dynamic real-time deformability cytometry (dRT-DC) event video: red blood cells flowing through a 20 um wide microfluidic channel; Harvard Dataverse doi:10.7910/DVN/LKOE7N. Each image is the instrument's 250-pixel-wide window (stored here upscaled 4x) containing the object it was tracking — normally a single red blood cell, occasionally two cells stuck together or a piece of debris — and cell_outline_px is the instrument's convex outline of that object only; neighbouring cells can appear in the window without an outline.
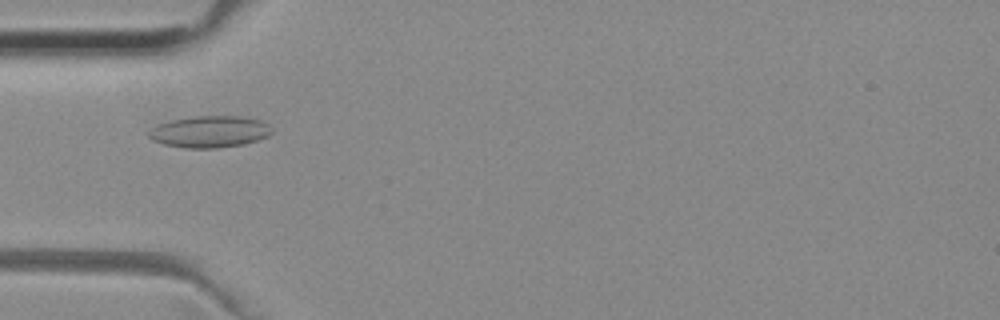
{"species": "common noctule bat (a hibernating species)", "species_latin": "Nyctalus noctula", "temperature_condition": "room temperature", "stored_images_in_passage": 53, "camera_frame_rate_fps": 3000, "um_per_image_px": 0.085, "animal": {"sex": "female", "body_mass_g": 29.2, "forearm_length_mm": 56.3}, "frame": {"image": 1, "passage_image": 17, "time_ms": 5.333, "image_size_px": [1000, 320], "cell_outline_px": [[272, 132], [268, 136], [244, 144], [216, 148], [188, 148], [164, 144], [152, 140], [148, 136], [148, 132], [156, 124], [172, 120], [196, 116], [240, 116], [260, 120], [268, 124], [272, 128]], "centroid_in_image_um": [17.82, 11.19], "position_along_channel_um": 67.2, "area_um2": 22.66}}
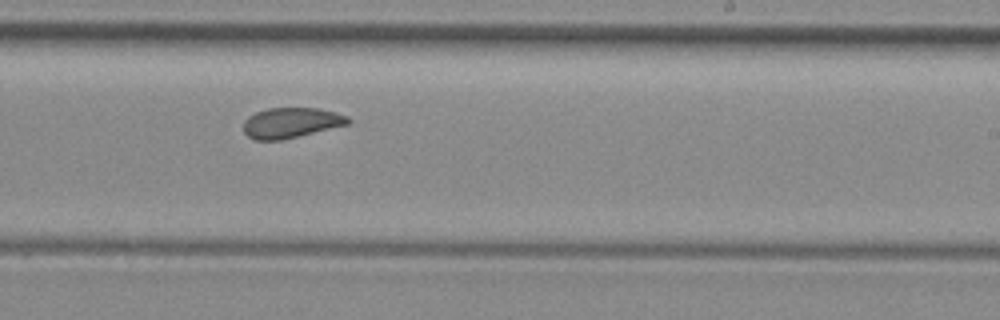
{"frame": {"image": 2, "passage_image": 32, "time_ms": 10.333, "image_size_px": [1000, 320], "cell_outline_px": [[352, 120], [348, 124], [280, 140], [252, 140], [244, 132], [244, 120], [248, 116], [256, 112], [268, 108], [316, 108], [348, 116]], "centroid_in_image_um": [24.7, 10.43], "position_along_channel_um": 264.3, "area_um2": 18.26}}
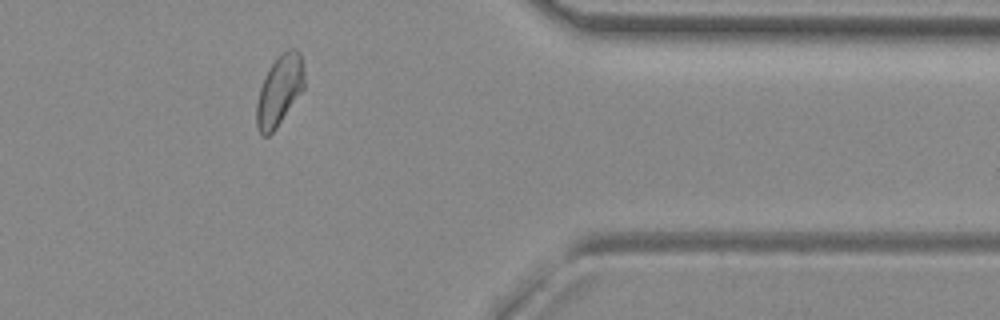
{"frame": {"image": 3, "passage_image": 43, "time_ms": 14.0, "image_size_px": [1000, 320], "cell_outline_px": [[304, 88], [276, 128], [268, 136], [264, 136], [260, 132], [256, 124], [256, 104], [260, 88], [272, 64], [288, 48], [296, 48], [300, 52], [304, 64]], "centroid_in_image_um": [23.77, 7.69], "position_along_channel_um": 387.6, "area_um2": 19.25}, "authors_computed_cell_mechanics": {"area_um2": 19.8832, "velocity_mm_per_s": 3.945, "shape_relaxation_time_tau1_ms": null, "shape_relaxation_time_tau2_ms": 1.4182, "deformation_change_tau1": null, "deformation_change_tau2": 0.0625}}